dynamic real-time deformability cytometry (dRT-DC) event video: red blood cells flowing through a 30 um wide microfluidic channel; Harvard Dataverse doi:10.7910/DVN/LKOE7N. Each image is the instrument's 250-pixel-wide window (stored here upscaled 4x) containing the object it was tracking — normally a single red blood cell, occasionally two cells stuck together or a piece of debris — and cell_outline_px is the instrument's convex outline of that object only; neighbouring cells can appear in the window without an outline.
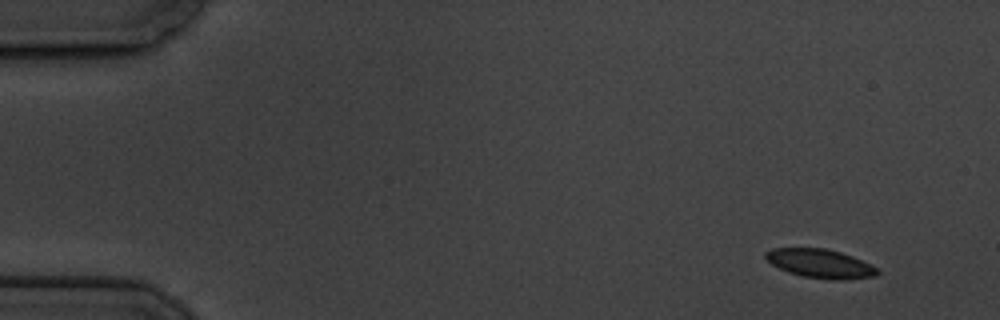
{"species": "common noctule bat (a hibernating species)", "species_latin": "Nyctalus noctula", "temperature_condition": "cold", "stored_images_in_passage": 4, "camera_frame_rate_fps": 3000, "um_per_image_px": 0.085, "animal": {"sex": "male", "body_mass_g": 19.5, "forearm_length_mm": 54.6}, "frame": {"image": 1, "passage_image": 1, "time_ms": 0.0, "image_size_px": [1000, 320], "cell_outline_px": [[880, 272], [876, 276], [844, 280], [832, 280], [804, 276], [788, 272], [772, 264], [764, 256], [764, 252], [772, 248], [824, 248], [840, 252], [852, 256], [876, 268]], "centroid_in_image_um": [69.7, 22.4], "position_along_channel_um": 15.3, "area_um2": 18.61}}